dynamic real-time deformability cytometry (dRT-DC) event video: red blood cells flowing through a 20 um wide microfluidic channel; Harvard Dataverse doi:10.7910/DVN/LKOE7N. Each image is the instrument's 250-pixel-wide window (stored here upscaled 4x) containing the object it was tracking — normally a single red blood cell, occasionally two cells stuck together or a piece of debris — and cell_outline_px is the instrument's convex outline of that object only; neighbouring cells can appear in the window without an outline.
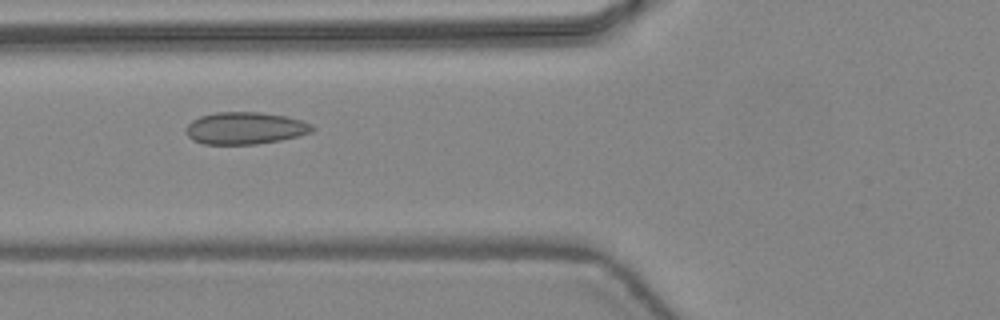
{"species": "common noctule bat (a hibernating species)", "species_latin": "Nyctalus noctula", "temperature_condition": "warm", "stored_images_in_passage": 47, "camera_frame_rate_fps": 3000, "um_per_image_px": 0.085, "animal": {"sex": "female", "body_mass_g": 24.6, "forearm_length_mm": 56.2}, "frame": {"image": 1, "passage_image": 19, "time_ms": 6.0, "image_size_px": [1000, 320], "cell_outline_px": [[316, 128], [312, 132], [300, 136], [280, 140], [256, 144], [204, 144], [192, 140], [184, 132], [184, 128], [192, 120], [200, 116], [216, 112], [260, 112], [288, 116], [312, 124]], "centroid_in_image_um": [20.83, 10.89], "position_along_channel_um": 105.0, "area_um2": 23.93}}
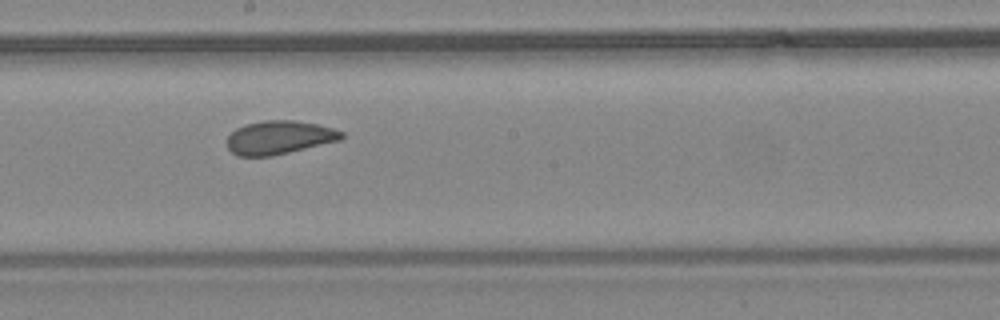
{"frame": {"image": 2, "passage_image": 27, "time_ms": 8.667, "image_size_px": [1000, 320], "cell_outline_px": [[344, 136], [340, 140], [272, 156], [236, 156], [228, 148], [228, 136], [236, 128], [248, 124], [264, 120], [292, 120], [316, 124], [332, 128], [344, 132]], "centroid_in_image_um": [23.73, 11.69], "position_along_channel_um": 224.5, "area_um2": 22.14}}
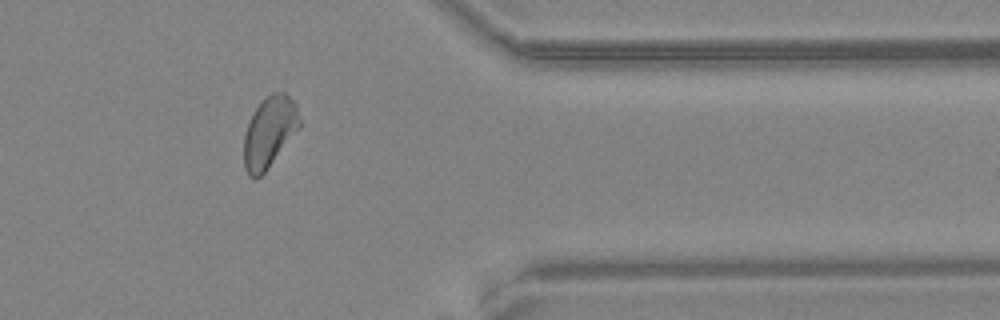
{"frame": {"image": 3, "passage_image": 39, "time_ms": 12.667, "image_size_px": [1000, 320], "cell_outline_px": [[300, 128], [264, 172], [256, 180], [248, 176], [244, 168], [244, 136], [248, 124], [256, 108], [272, 92], [284, 92], [296, 104], [300, 120]], "centroid_in_image_um": [22.9, 11.25], "position_along_channel_um": 388.5, "area_um2": 22.72}, "authors_computed_cell_mechanics": {"area_um2": 23.3512, "velocity_mm_per_s": 4.4847, "shape_relaxation_time_tau1_ms": 4.6411, "shape_relaxation_time_tau2_ms": 1.0382, "deformation_change_tau1": 0.0804, "deformation_change_tau2": 0.0517}}